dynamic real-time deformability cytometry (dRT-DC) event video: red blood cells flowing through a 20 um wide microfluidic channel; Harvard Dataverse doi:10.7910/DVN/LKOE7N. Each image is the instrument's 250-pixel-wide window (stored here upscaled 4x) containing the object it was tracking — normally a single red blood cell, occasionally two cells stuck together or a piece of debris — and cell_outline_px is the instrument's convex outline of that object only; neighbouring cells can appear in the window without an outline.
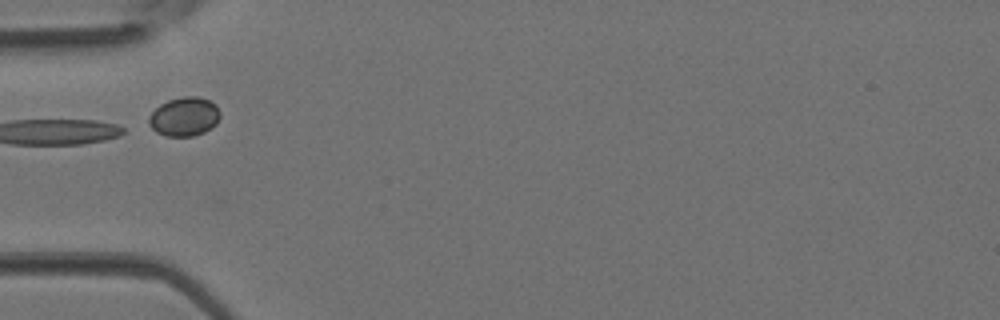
{"species": "Egyptian fruit bat (a non-hibernating species)", "species_latin": "Rousettus aegyptiacus", "temperature_condition": "room temperature", "stored_images_in_passage": 3, "camera_frame_rate_fps": 3000, "um_per_image_px": 0.085, "animal": {"sex": "female"}, "frame": {"image": 1, "passage_image": 3, "time_ms": 0.667, "image_size_px": [1000, 320], "cell_outline_px": [[220, 116], [216, 124], [204, 132], [192, 136], [164, 136], [156, 132], [148, 124], [148, 116], [160, 104], [168, 100], [184, 96], [200, 96], [216, 104], [220, 112]], "centroid_in_image_um": [15.66, 9.91], "position_along_channel_um": 69.3, "area_um2": 16.3}}